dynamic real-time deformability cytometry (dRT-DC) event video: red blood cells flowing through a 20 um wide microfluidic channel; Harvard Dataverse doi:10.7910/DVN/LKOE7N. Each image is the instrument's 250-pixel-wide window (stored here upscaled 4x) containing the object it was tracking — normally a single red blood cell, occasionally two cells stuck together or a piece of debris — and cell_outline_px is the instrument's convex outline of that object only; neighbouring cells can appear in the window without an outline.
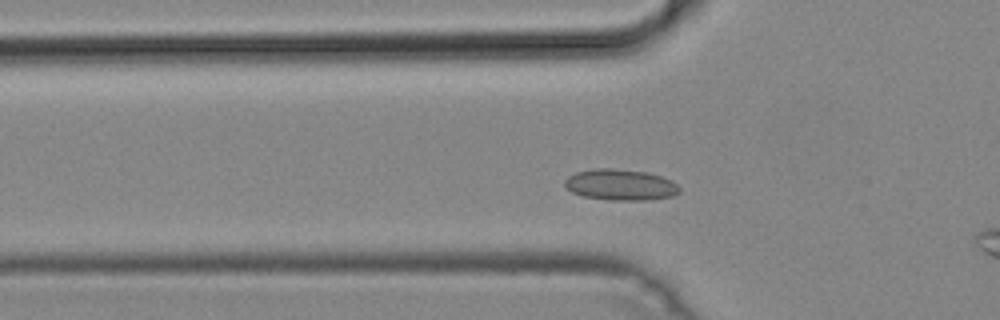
{"species": "common noctule bat (a hibernating species)", "species_latin": "Nyctalus noctula", "temperature_condition": "cold", "stored_images_in_passage": 36, "camera_frame_rate_fps": 3000, "um_per_image_px": 0.085, "animal": {"sex": "male", "body_mass_g": 19.2, "forearm_length_mm": 51.8}, "frame": {"image": 1, "passage_image": 6, "time_ms": 1.667, "image_size_px": [1000, 320], "cell_outline_px": [[680, 192], [672, 196], [648, 200], [612, 200], [584, 196], [572, 192], [564, 188], [564, 180], [568, 176], [576, 172], [592, 168], [612, 168], [648, 172], [672, 180], [680, 188]], "centroid_in_image_um": [52.72, 15.7], "position_along_channel_um": 73.1, "area_um2": 20.92}}
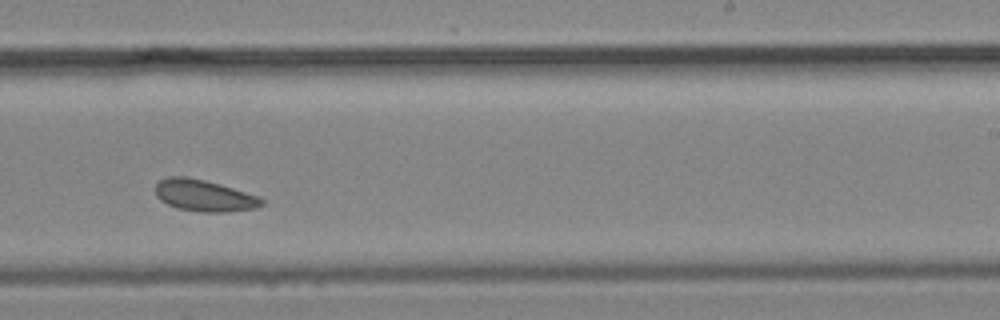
{"frame": {"image": 2, "passage_image": 21, "time_ms": 6.667, "image_size_px": [1000, 320], "cell_outline_px": [[264, 204], [256, 208], [224, 212], [200, 212], [176, 208], [160, 200], [156, 196], [156, 184], [160, 180], [168, 176], [188, 176], [220, 184], [260, 196], [264, 200]], "centroid_in_image_um": [17.36, 16.62], "position_along_channel_um": 271.6, "area_um2": 19.71}}
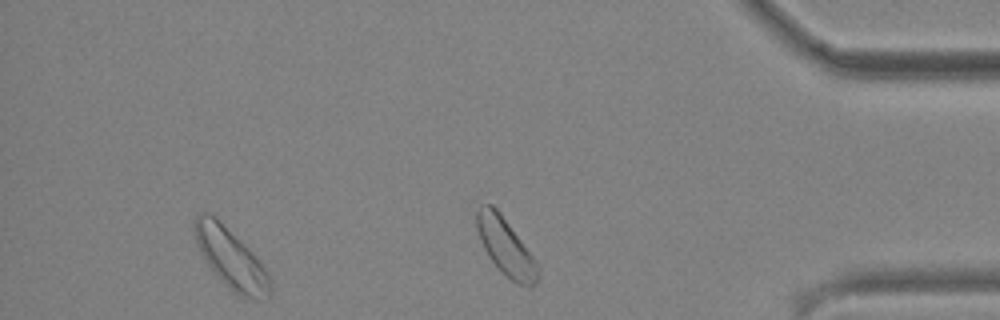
{"frame": {"image": 3, "passage_image": 32, "time_ms": 10.333, "image_size_px": [1000, 320], "cell_outline_px": [[272, 288], [268, 296], [264, 300], [256, 300], [240, 296], [224, 284], [204, 260], [200, 252], [192, 228], [196, 216], [200, 212], [208, 212], [216, 216], [252, 252], [264, 268], [272, 284]], "centroid_in_image_um": [19.6, 21.96], "position_along_channel_um": 415.6, "area_um2": 26.36}}